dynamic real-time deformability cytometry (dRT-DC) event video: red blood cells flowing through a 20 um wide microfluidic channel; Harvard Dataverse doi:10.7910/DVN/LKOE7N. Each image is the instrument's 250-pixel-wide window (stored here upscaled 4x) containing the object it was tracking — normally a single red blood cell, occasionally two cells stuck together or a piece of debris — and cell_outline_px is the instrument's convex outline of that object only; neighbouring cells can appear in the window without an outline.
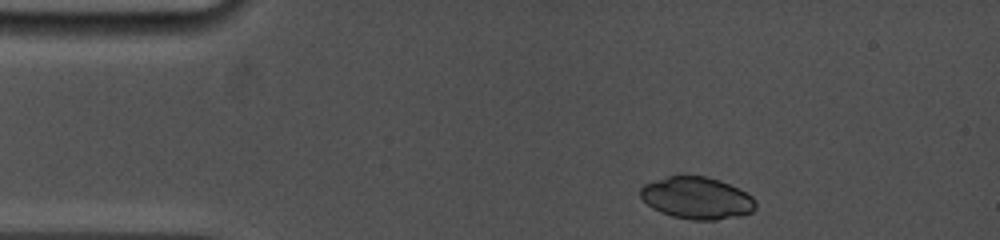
{"species": "common noctule bat (a hibernating species)", "species_latin": "Nyctalus noctula", "temperature_condition": "cold", "stored_images_in_passage": 8, "camera_frame_rate_fps": 5000, "um_per_image_px": 0.085, "animal": {"sex": "female", "body_mass_g": 19.0, "forearm_length_mm": 53.3}, "frame": {"image": 1, "passage_image": 1, "time_ms": 0.0, "image_size_px": [1000, 240], "cell_outline_px": [[756, 208], [752, 212], [740, 216], [716, 220], [692, 220], [672, 216], [660, 212], [652, 208], [640, 196], [640, 188], [644, 184], [668, 176], [704, 176], [720, 180], [752, 196], [756, 200]], "centroid_in_image_um": [59.24, 16.84], "position_along_channel_um": 25.8, "area_um2": 28.15}}